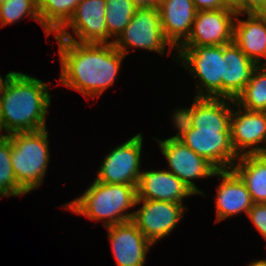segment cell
Here are the masks:
<instances>
[{
    "instance_id": "cell-25",
    "label": "cell",
    "mask_w": 266,
    "mask_h": 266,
    "mask_svg": "<svg viewBox=\"0 0 266 266\" xmlns=\"http://www.w3.org/2000/svg\"><path fill=\"white\" fill-rule=\"evenodd\" d=\"M26 16L41 25L37 0H6L0 4V27L11 25Z\"/></svg>"
},
{
    "instance_id": "cell-21",
    "label": "cell",
    "mask_w": 266,
    "mask_h": 266,
    "mask_svg": "<svg viewBox=\"0 0 266 266\" xmlns=\"http://www.w3.org/2000/svg\"><path fill=\"white\" fill-rule=\"evenodd\" d=\"M81 0H37L45 36L56 34L72 17Z\"/></svg>"
},
{
    "instance_id": "cell-35",
    "label": "cell",
    "mask_w": 266,
    "mask_h": 266,
    "mask_svg": "<svg viewBox=\"0 0 266 266\" xmlns=\"http://www.w3.org/2000/svg\"><path fill=\"white\" fill-rule=\"evenodd\" d=\"M6 0H0V4H2L3 2H5Z\"/></svg>"
},
{
    "instance_id": "cell-27",
    "label": "cell",
    "mask_w": 266,
    "mask_h": 266,
    "mask_svg": "<svg viewBox=\"0 0 266 266\" xmlns=\"http://www.w3.org/2000/svg\"><path fill=\"white\" fill-rule=\"evenodd\" d=\"M236 14H262L264 15V0H236L231 6Z\"/></svg>"
},
{
    "instance_id": "cell-24",
    "label": "cell",
    "mask_w": 266,
    "mask_h": 266,
    "mask_svg": "<svg viewBox=\"0 0 266 266\" xmlns=\"http://www.w3.org/2000/svg\"><path fill=\"white\" fill-rule=\"evenodd\" d=\"M11 140L0 137V197H18L27 193L18 185L11 164Z\"/></svg>"
},
{
    "instance_id": "cell-26",
    "label": "cell",
    "mask_w": 266,
    "mask_h": 266,
    "mask_svg": "<svg viewBox=\"0 0 266 266\" xmlns=\"http://www.w3.org/2000/svg\"><path fill=\"white\" fill-rule=\"evenodd\" d=\"M247 217L266 241V203H254Z\"/></svg>"
},
{
    "instance_id": "cell-10",
    "label": "cell",
    "mask_w": 266,
    "mask_h": 266,
    "mask_svg": "<svg viewBox=\"0 0 266 266\" xmlns=\"http://www.w3.org/2000/svg\"><path fill=\"white\" fill-rule=\"evenodd\" d=\"M165 156L171 173L183 181L195 194L205 195L198 189L193 180L215 176L218 171L205 158L196 154L175 135L167 139L154 138Z\"/></svg>"
},
{
    "instance_id": "cell-9",
    "label": "cell",
    "mask_w": 266,
    "mask_h": 266,
    "mask_svg": "<svg viewBox=\"0 0 266 266\" xmlns=\"http://www.w3.org/2000/svg\"><path fill=\"white\" fill-rule=\"evenodd\" d=\"M106 0H81L69 21L54 35L55 39L79 43H111L105 22ZM73 30V37L68 29Z\"/></svg>"
},
{
    "instance_id": "cell-18",
    "label": "cell",
    "mask_w": 266,
    "mask_h": 266,
    "mask_svg": "<svg viewBox=\"0 0 266 266\" xmlns=\"http://www.w3.org/2000/svg\"><path fill=\"white\" fill-rule=\"evenodd\" d=\"M239 16L234 22L233 42L248 58L266 65V15L246 14V20Z\"/></svg>"
},
{
    "instance_id": "cell-17",
    "label": "cell",
    "mask_w": 266,
    "mask_h": 266,
    "mask_svg": "<svg viewBox=\"0 0 266 266\" xmlns=\"http://www.w3.org/2000/svg\"><path fill=\"white\" fill-rule=\"evenodd\" d=\"M157 7L163 34L177 49L190 35L198 10L192 0H164Z\"/></svg>"
},
{
    "instance_id": "cell-15",
    "label": "cell",
    "mask_w": 266,
    "mask_h": 266,
    "mask_svg": "<svg viewBox=\"0 0 266 266\" xmlns=\"http://www.w3.org/2000/svg\"><path fill=\"white\" fill-rule=\"evenodd\" d=\"M137 199L183 203L194 195L189 187L170 171L145 170L141 172L136 187Z\"/></svg>"
},
{
    "instance_id": "cell-31",
    "label": "cell",
    "mask_w": 266,
    "mask_h": 266,
    "mask_svg": "<svg viewBox=\"0 0 266 266\" xmlns=\"http://www.w3.org/2000/svg\"><path fill=\"white\" fill-rule=\"evenodd\" d=\"M134 2L139 6V7H149L150 5V0H134Z\"/></svg>"
},
{
    "instance_id": "cell-2",
    "label": "cell",
    "mask_w": 266,
    "mask_h": 266,
    "mask_svg": "<svg viewBox=\"0 0 266 266\" xmlns=\"http://www.w3.org/2000/svg\"><path fill=\"white\" fill-rule=\"evenodd\" d=\"M55 40L61 64L59 84L89 99L99 98L114 84L125 55L113 44Z\"/></svg>"
},
{
    "instance_id": "cell-3",
    "label": "cell",
    "mask_w": 266,
    "mask_h": 266,
    "mask_svg": "<svg viewBox=\"0 0 266 266\" xmlns=\"http://www.w3.org/2000/svg\"><path fill=\"white\" fill-rule=\"evenodd\" d=\"M50 105L48 83L15 71L6 82L0 97L2 135L46 129Z\"/></svg>"
},
{
    "instance_id": "cell-29",
    "label": "cell",
    "mask_w": 266,
    "mask_h": 266,
    "mask_svg": "<svg viewBox=\"0 0 266 266\" xmlns=\"http://www.w3.org/2000/svg\"><path fill=\"white\" fill-rule=\"evenodd\" d=\"M15 71H10L8 74L5 75V78H3L0 74V97L2 95L4 86L6 84V82L8 81V79L10 78V76L14 73Z\"/></svg>"
},
{
    "instance_id": "cell-16",
    "label": "cell",
    "mask_w": 266,
    "mask_h": 266,
    "mask_svg": "<svg viewBox=\"0 0 266 266\" xmlns=\"http://www.w3.org/2000/svg\"><path fill=\"white\" fill-rule=\"evenodd\" d=\"M215 176L221 180L216 190L215 222H221L234 215L247 214L254 202L241 178L232 169L219 170Z\"/></svg>"
},
{
    "instance_id": "cell-4",
    "label": "cell",
    "mask_w": 266,
    "mask_h": 266,
    "mask_svg": "<svg viewBox=\"0 0 266 266\" xmlns=\"http://www.w3.org/2000/svg\"><path fill=\"white\" fill-rule=\"evenodd\" d=\"M137 186L105 184L93 181L82 195L64 204V209L83 215L91 221L103 222L104 227L132 220L136 207Z\"/></svg>"
},
{
    "instance_id": "cell-6",
    "label": "cell",
    "mask_w": 266,
    "mask_h": 266,
    "mask_svg": "<svg viewBox=\"0 0 266 266\" xmlns=\"http://www.w3.org/2000/svg\"><path fill=\"white\" fill-rule=\"evenodd\" d=\"M11 140V164L18 185L28 194L40 187L48 169L49 134L43 129L16 132L7 136Z\"/></svg>"
},
{
    "instance_id": "cell-14",
    "label": "cell",
    "mask_w": 266,
    "mask_h": 266,
    "mask_svg": "<svg viewBox=\"0 0 266 266\" xmlns=\"http://www.w3.org/2000/svg\"><path fill=\"white\" fill-rule=\"evenodd\" d=\"M117 266H144L153 244L130 220L106 227Z\"/></svg>"
},
{
    "instance_id": "cell-19",
    "label": "cell",
    "mask_w": 266,
    "mask_h": 266,
    "mask_svg": "<svg viewBox=\"0 0 266 266\" xmlns=\"http://www.w3.org/2000/svg\"><path fill=\"white\" fill-rule=\"evenodd\" d=\"M223 58L227 60V98L235 100L250 82L259 64L248 58L234 42L223 45Z\"/></svg>"
},
{
    "instance_id": "cell-32",
    "label": "cell",
    "mask_w": 266,
    "mask_h": 266,
    "mask_svg": "<svg viewBox=\"0 0 266 266\" xmlns=\"http://www.w3.org/2000/svg\"><path fill=\"white\" fill-rule=\"evenodd\" d=\"M163 1L164 0H150V5H152V6H158Z\"/></svg>"
},
{
    "instance_id": "cell-1",
    "label": "cell",
    "mask_w": 266,
    "mask_h": 266,
    "mask_svg": "<svg viewBox=\"0 0 266 266\" xmlns=\"http://www.w3.org/2000/svg\"><path fill=\"white\" fill-rule=\"evenodd\" d=\"M234 104L228 98L194 97L189 108H178L172 114L178 131L175 136L218 171L231 170L239 158L230 133Z\"/></svg>"
},
{
    "instance_id": "cell-28",
    "label": "cell",
    "mask_w": 266,
    "mask_h": 266,
    "mask_svg": "<svg viewBox=\"0 0 266 266\" xmlns=\"http://www.w3.org/2000/svg\"><path fill=\"white\" fill-rule=\"evenodd\" d=\"M198 11L219 10L226 8L227 5L223 0H192Z\"/></svg>"
},
{
    "instance_id": "cell-13",
    "label": "cell",
    "mask_w": 266,
    "mask_h": 266,
    "mask_svg": "<svg viewBox=\"0 0 266 266\" xmlns=\"http://www.w3.org/2000/svg\"><path fill=\"white\" fill-rule=\"evenodd\" d=\"M230 133L233 149L238 156L264 154L266 152V111H249L235 103L230 119ZM261 143H265V147L260 146Z\"/></svg>"
},
{
    "instance_id": "cell-23",
    "label": "cell",
    "mask_w": 266,
    "mask_h": 266,
    "mask_svg": "<svg viewBox=\"0 0 266 266\" xmlns=\"http://www.w3.org/2000/svg\"><path fill=\"white\" fill-rule=\"evenodd\" d=\"M105 22L110 38L118 36L130 23L139 6L134 0H106Z\"/></svg>"
},
{
    "instance_id": "cell-22",
    "label": "cell",
    "mask_w": 266,
    "mask_h": 266,
    "mask_svg": "<svg viewBox=\"0 0 266 266\" xmlns=\"http://www.w3.org/2000/svg\"><path fill=\"white\" fill-rule=\"evenodd\" d=\"M249 111H266V65H259L252 79L234 100Z\"/></svg>"
},
{
    "instance_id": "cell-20",
    "label": "cell",
    "mask_w": 266,
    "mask_h": 266,
    "mask_svg": "<svg viewBox=\"0 0 266 266\" xmlns=\"http://www.w3.org/2000/svg\"><path fill=\"white\" fill-rule=\"evenodd\" d=\"M232 170L245 183L254 203H266V156L241 155Z\"/></svg>"
},
{
    "instance_id": "cell-33",
    "label": "cell",
    "mask_w": 266,
    "mask_h": 266,
    "mask_svg": "<svg viewBox=\"0 0 266 266\" xmlns=\"http://www.w3.org/2000/svg\"><path fill=\"white\" fill-rule=\"evenodd\" d=\"M223 1L227 6L230 7L236 2V0H223Z\"/></svg>"
},
{
    "instance_id": "cell-7",
    "label": "cell",
    "mask_w": 266,
    "mask_h": 266,
    "mask_svg": "<svg viewBox=\"0 0 266 266\" xmlns=\"http://www.w3.org/2000/svg\"><path fill=\"white\" fill-rule=\"evenodd\" d=\"M114 47L123 55L130 53V48H140L157 52L161 56L176 50L165 38L160 21V13L157 6L139 7L134 13L130 23L113 42Z\"/></svg>"
},
{
    "instance_id": "cell-11",
    "label": "cell",
    "mask_w": 266,
    "mask_h": 266,
    "mask_svg": "<svg viewBox=\"0 0 266 266\" xmlns=\"http://www.w3.org/2000/svg\"><path fill=\"white\" fill-rule=\"evenodd\" d=\"M137 205L132 221L153 245L171 234L187 212L184 203L137 199Z\"/></svg>"
},
{
    "instance_id": "cell-5",
    "label": "cell",
    "mask_w": 266,
    "mask_h": 266,
    "mask_svg": "<svg viewBox=\"0 0 266 266\" xmlns=\"http://www.w3.org/2000/svg\"><path fill=\"white\" fill-rule=\"evenodd\" d=\"M175 51L172 59L196 78L195 97L227 98L229 66L223 58V45L178 47Z\"/></svg>"
},
{
    "instance_id": "cell-12",
    "label": "cell",
    "mask_w": 266,
    "mask_h": 266,
    "mask_svg": "<svg viewBox=\"0 0 266 266\" xmlns=\"http://www.w3.org/2000/svg\"><path fill=\"white\" fill-rule=\"evenodd\" d=\"M236 15L230 6L219 10L197 11L190 35L179 47L232 43Z\"/></svg>"
},
{
    "instance_id": "cell-34",
    "label": "cell",
    "mask_w": 266,
    "mask_h": 266,
    "mask_svg": "<svg viewBox=\"0 0 266 266\" xmlns=\"http://www.w3.org/2000/svg\"><path fill=\"white\" fill-rule=\"evenodd\" d=\"M264 15H266V0H264Z\"/></svg>"
},
{
    "instance_id": "cell-30",
    "label": "cell",
    "mask_w": 266,
    "mask_h": 266,
    "mask_svg": "<svg viewBox=\"0 0 266 266\" xmlns=\"http://www.w3.org/2000/svg\"><path fill=\"white\" fill-rule=\"evenodd\" d=\"M246 266H266V259L254 260Z\"/></svg>"
},
{
    "instance_id": "cell-8",
    "label": "cell",
    "mask_w": 266,
    "mask_h": 266,
    "mask_svg": "<svg viewBox=\"0 0 266 266\" xmlns=\"http://www.w3.org/2000/svg\"><path fill=\"white\" fill-rule=\"evenodd\" d=\"M142 133L113 148L102 160L95 181L137 186L141 175Z\"/></svg>"
}]
</instances>
